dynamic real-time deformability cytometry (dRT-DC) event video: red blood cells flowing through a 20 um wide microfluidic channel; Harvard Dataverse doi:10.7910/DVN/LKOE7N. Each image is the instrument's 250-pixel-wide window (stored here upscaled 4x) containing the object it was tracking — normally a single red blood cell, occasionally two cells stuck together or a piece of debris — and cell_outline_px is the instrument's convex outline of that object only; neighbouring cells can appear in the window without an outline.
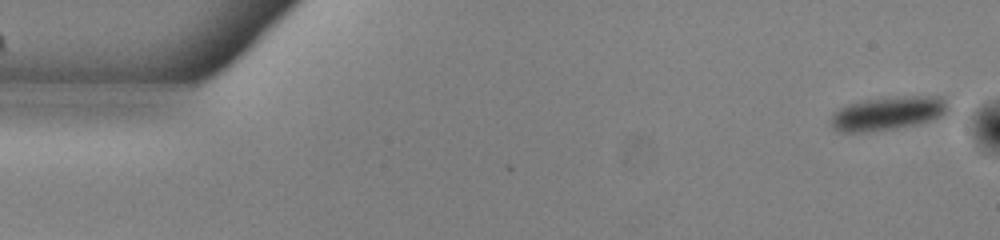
{"species": "common noctule bat (a hibernating species)", "species_latin": "Nyctalus noctula", "temperature_condition": "warm", "stored_images_in_passage": 3, "camera_frame_rate_fps": 3000, "um_per_image_px": 0.085, "animal": {"sex": "male", "body_mass_g": 13.0, "forearm_length_mm": 53.1}, "frame": {"image": 1, "passage_image": 3, "time_ms": 0.667, "image_size_px": [1000, 240], "cell_outline_px": [[956, 116], [952, 120], [872, 132], [840, 132], [832, 128], [832, 112], [848, 104], [860, 100], [896, 96], [940, 96], [956, 112]], "centroid_in_image_um": [75.75, 9.65], "position_along_channel_um": 9.2, "area_um2": 24.91}}